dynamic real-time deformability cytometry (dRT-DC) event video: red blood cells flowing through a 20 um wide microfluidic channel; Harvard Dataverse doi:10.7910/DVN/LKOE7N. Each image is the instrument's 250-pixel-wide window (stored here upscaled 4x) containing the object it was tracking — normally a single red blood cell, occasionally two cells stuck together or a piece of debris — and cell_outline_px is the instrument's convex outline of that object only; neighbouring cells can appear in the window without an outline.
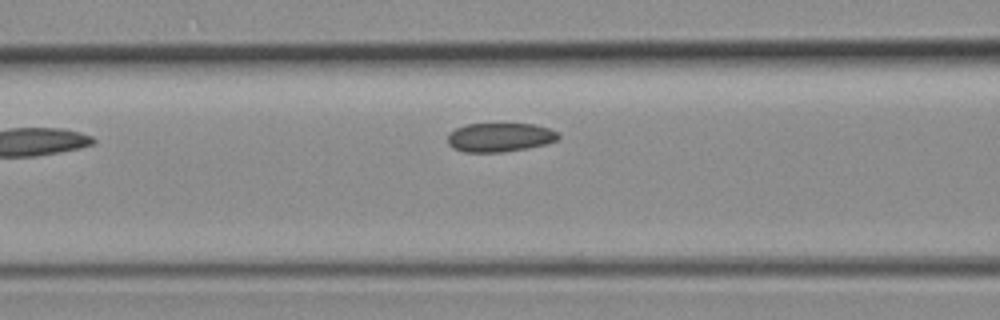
{"species": "common noctule bat (a hibernating species)", "species_latin": "Nyctalus noctula", "temperature_condition": "room temperature", "stored_images_in_passage": 3, "camera_frame_rate_fps": 3000, "um_per_image_px": 0.085, "animal": {"sex": "female", "body_mass_g": 19.3, "forearm_length_mm": 54.1}, "frame": {"image": 1, "passage_image": 3, "time_ms": 2.333, "image_size_px": [1000, 320], "cell_outline_px": [[560, 140], [528, 148], [504, 152], [464, 152], [452, 148], [448, 144], [448, 132], [456, 128], [468, 124], [532, 124], [548, 128], [556, 132], [560, 136]], "centroid_in_image_um": [42.47, 11.68], "position_along_channel_um": 124.1, "area_um2": 18.73}}